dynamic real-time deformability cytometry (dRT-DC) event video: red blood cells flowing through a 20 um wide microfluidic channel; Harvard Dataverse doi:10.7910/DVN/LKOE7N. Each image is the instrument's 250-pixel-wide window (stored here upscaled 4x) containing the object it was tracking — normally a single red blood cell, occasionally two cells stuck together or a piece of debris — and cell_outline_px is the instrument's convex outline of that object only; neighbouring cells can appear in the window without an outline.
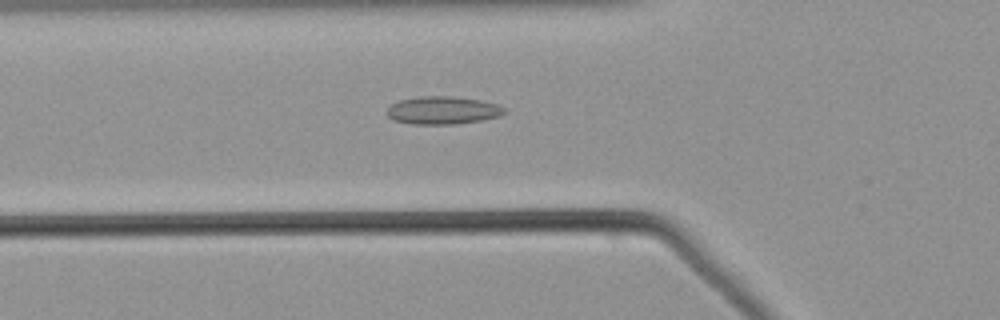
{"species": "common noctule bat (a hibernating species)", "species_latin": "Nyctalus noctula", "temperature_condition": "warm", "stored_images_in_passage": 42, "camera_frame_rate_fps": 3000, "um_per_image_px": 0.085, "animal": {"sex": "male", "body_mass_g": 21.5, "forearm_length_mm": 52.0}, "frame": {"image": 1, "passage_image": 8, "time_ms": 2.333, "image_size_px": [1000, 320], "cell_outline_px": [[508, 112], [500, 116], [480, 120], [456, 124], [412, 124], [396, 120], [388, 116], [384, 112], [392, 104], [400, 100], [420, 96], [452, 96], [480, 100], [496, 104], [504, 108]], "centroid_in_image_um": [37.64, 9.37], "position_along_channel_um": 88.2, "area_um2": 19.02}}
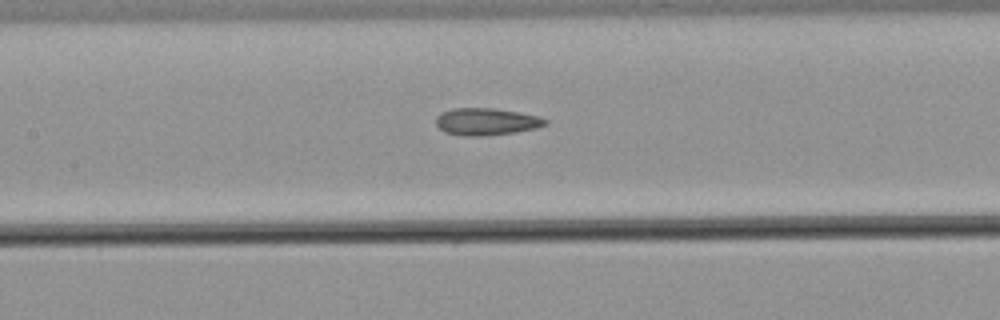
{"frame": {"image": 2, "passage_image": 14, "time_ms": 4.333, "image_size_px": [1000, 320], "cell_outline_px": [[548, 124], [536, 128], [516, 132], [484, 136], [464, 136], [444, 132], [436, 124], [436, 116], [452, 108], [496, 108], [520, 112], [540, 116], [548, 120]], "centroid_in_image_um": [41.37, 10.34], "position_along_channel_um": 166.0, "area_um2": 17.46}}
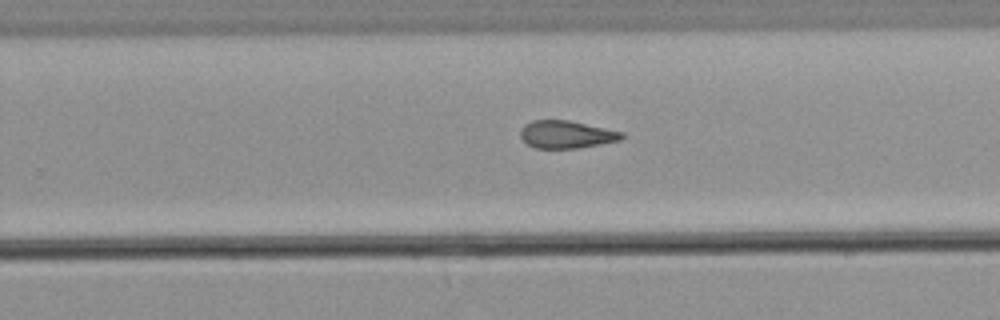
{"frame": {"image": 3, "passage_image": 23, "time_ms": 7.333, "image_size_px": [1000, 320], "cell_outline_px": [[624, 136], [620, 140], [580, 148], [536, 148], [528, 144], [520, 136], [520, 128], [524, 124], [532, 120], [568, 120], [624, 132]], "centroid_in_image_um": [48.13, 11.42], "position_along_channel_um": 281.7, "area_um2": 16.3}}